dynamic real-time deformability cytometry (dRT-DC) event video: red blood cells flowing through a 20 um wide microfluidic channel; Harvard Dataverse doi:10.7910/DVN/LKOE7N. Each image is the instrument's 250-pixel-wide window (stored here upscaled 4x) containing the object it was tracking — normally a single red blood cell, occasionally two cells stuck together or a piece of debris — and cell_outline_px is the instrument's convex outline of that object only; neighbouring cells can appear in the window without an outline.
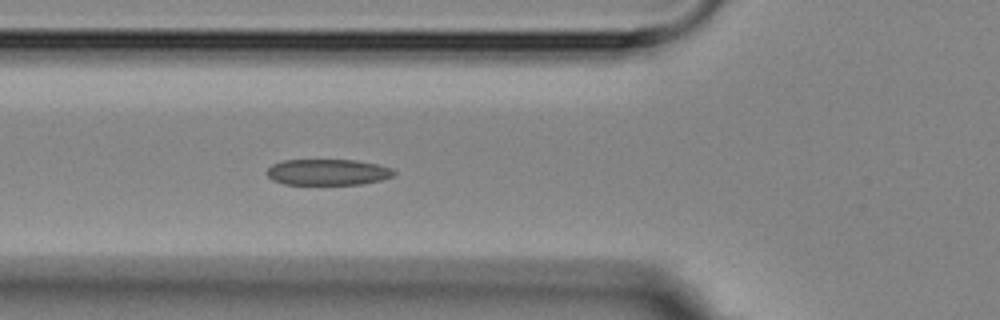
{"species": "Egyptian fruit bat (a non-hibernating species)", "species_latin": "Rousettus aegyptiacus", "temperature_condition": "room temperature", "stored_images_in_passage": 5, "camera_frame_rate_fps": 3000, "um_per_image_px": 0.085, "animal": {"sex": "female"}, "frame": {"image": 1, "passage_image": 5, "time_ms": 4.667, "image_size_px": [1000, 320], "cell_outline_px": [[396, 176], [380, 180], [360, 184], [284, 184], [272, 180], [268, 176], [268, 168], [272, 164], [284, 160], [356, 160], [376, 164], [392, 168], [396, 172]], "centroid_in_image_um": [27.89, 14.63], "position_along_channel_um": 97.9, "area_um2": 19.25}}